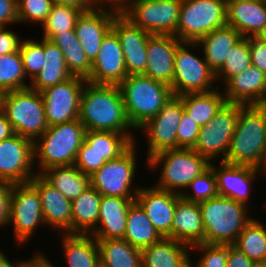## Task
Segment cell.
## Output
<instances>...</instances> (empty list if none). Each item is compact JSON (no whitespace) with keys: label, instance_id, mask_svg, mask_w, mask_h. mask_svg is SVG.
Segmentation results:
<instances>
[{"label":"cell","instance_id":"cell-30","mask_svg":"<svg viewBox=\"0 0 266 267\" xmlns=\"http://www.w3.org/2000/svg\"><path fill=\"white\" fill-rule=\"evenodd\" d=\"M102 195L90 186L71 201V234H90L97 226ZM96 226V227H95ZM91 229V231H90Z\"/></svg>","mask_w":266,"mask_h":267},{"label":"cell","instance_id":"cell-52","mask_svg":"<svg viewBox=\"0 0 266 267\" xmlns=\"http://www.w3.org/2000/svg\"><path fill=\"white\" fill-rule=\"evenodd\" d=\"M19 22L17 16V0H0V27Z\"/></svg>","mask_w":266,"mask_h":267},{"label":"cell","instance_id":"cell-14","mask_svg":"<svg viewBox=\"0 0 266 267\" xmlns=\"http://www.w3.org/2000/svg\"><path fill=\"white\" fill-rule=\"evenodd\" d=\"M86 82L84 78L72 76L40 92L48 127L79 119L80 98Z\"/></svg>","mask_w":266,"mask_h":267},{"label":"cell","instance_id":"cell-49","mask_svg":"<svg viewBox=\"0 0 266 267\" xmlns=\"http://www.w3.org/2000/svg\"><path fill=\"white\" fill-rule=\"evenodd\" d=\"M249 44L251 65L258 67L266 74V41L259 36H246Z\"/></svg>","mask_w":266,"mask_h":267},{"label":"cell","instance_id":"cell-2","mask_svg":"<svg viewBox=\"0 0 266 267\" xmlns=\"http://www.w3.org/2000/svg\"><path fill=\"white\" fill-rule=\"evenodd\" d=\"M222 161L264 168L266 172V120L257 105H239L236 128Z\"/></svg>","mask_w":266,"mask_h":267},{"label":"cell","instance_id":"cell-51","mask_svg":"<svg viewBox=\"0 0 266 267\" xmlns=\"http://www.w3.org/2000/svg\"><path fill=\"white\" fill-rule=\"evenodd\" d=\"M21 42L15 32L0 27V56L19 51Z\"/></svg>","mask_w":266,"mask_h":267},{"label":"cell","instance_id":"cell-12","mask_svg":"<svg viewBox=\"0 0 266 267\" xmlns=\"http://www.w3.org/2000/svg\"><path fill=\"white\" fill-rule=\"evenodd\" d=\"M239 104L226 103L203 127H200L196 144L192 148L210 162L222 154L225 159L238 119Z\"/></svg>","mask_w":266,"mask_h":267},{"label":"cell","instance_id":"cell-40","mask_svg":"<svg viewBox=\"0 0 266 267\" xmlns=\"http://www.w3.org/2000/svg\"><path fill=\"white\" fill-rule=\"evenodd\" d=\"M26 74L19 51L0 56V93L28 88Z\"/></svg>","mask_w":266,"mask_h":267},{"label":"cell","instance_id":"cell-62","mask_svg":"<svg viewBox=\"0 0 266 267\" xmlns=\"http://www.w3.org/2000/svg\"><path fill=\"white\" fill-rule=\"evenodd\" d=\"M260 36L266 41V27Z\"/></svg>","mask_w":266,"mask_h":267},{"label":"cell","instance_id":"cell-55","mask_svg":"<svg viewBox=\"0 0 266 267\" xmlns=\"http://www.w3.org/2000/svg\"><path fill=\"white\" fill-rule=\"evenodd\" d=\"M15 134L11 123L5 114L0 110V141L8 139Z\"/></svg>","mask_w":266,"mask_h":267},{"label":"cell","instance_id":"cell-45","mask_svg":"<svg viewBox=\"0 0 266 267\" xmlns=\"http://www.w3.org/2000/svg\"><path fill=\"white\" fill-rule=\"evenodd\" d=\"M53 0H17V16L19 22H38L46 20L51 12Z\"/></svg>","mask_w":266,"mask_h":267},{"label":"cell","instance_id":"cell-59","mask_svg":"<svg viewBox=\"0 0 266 267\" xmlns=\"http://www.w3.org/2000/svg\"><path fill=\"white\" fill-rule=\"evenodd\" d=\"M263 112L266 120V100L257 105Z\"/></svg>","mask_w":266,"mask_h":267},{"label":"cell","instance_id":"cell-36","mask_svg":"<svg viewBox=\"0 0 266 267\" xmlns=\"http://www.w3.org/2000/svg\"><path fill=\"white\" fill-rule=\"evenodd\" d=\"M215 89V90H214ZM214 87L205 93H188L178 96L182 100L184 111L197 122L200 127L206 125L227 103L224 95Z\"/></svg>","mask_w":266,"mask_h":267},{"label":"cell","instance_id":"cell-9","mask_svg":"<svg viewBox=\"0 0 266 267\" xmlns=\"http://www.w3.org/2000/svg\"><path fill=\"white\" fill-rule=\"evenodd\" d=\"M123 14L134 25L152 35H174L182 0H132Z\"/></svg>","mask_w":266,"mask_h":267},{"label":"cell","instance_id":"cell-56","mask_svg":"<svg viewBox=\"0 0 266 267\" xmlns=\"http://www.w3.org/2000/svg\"><path fill=\"white\" fill-rule=\"evenodd\" d=\"M53 2L66 6H73L80 9L82 12L92 9L88 0H53Z\"/></svg>","mask_w":266,"mask_h":267},{"label":"cell","instance_id":"cell-11","mask_svg":"<svg viewBox=\"0 0 266 267\" xmlns=\"http://www.w3.org/2000/svg\"><path fill=\"white\" fill-rule=\"evenodd\" d=\"M134 145L135 143L118 158L107 161L91 175V186L101 195L136 198L140 188L130 190L137 158Z\"/></svg>","mask_w":266,"mask_h":267},{"label":"cell","instance_id":"cell-7","mask_svg":"<svg viewBox=\"0 0 266 267\" xmlns=\"http://www.w3.org/2000/svg\"><path fill=\"white\" fill-rule=\"evenodd\" d=\"M147 161L154 169L163 164L160 182L155 187L179 195L182 193L180 188H187L192 180L206 171L211 164L206 157L199 155L192 148L165 150L153 155Z\"/></svg>","mask_w":266,"mask_h":267},{"label":"cell","instance_id":"cell-38","mask_svg":"<svg viewBox=\"0 0 266 267\" xmlns=\"http://www.w3.org/2000/svg\"><path fill=\"white\" fill-rule=\"evenodd\" d=\"M84 141L106 161L118 158L133 144L124 133L110 131L86 130Z\"/></svg>","mask_w":266,"mask_h":267},{"label":"cell","instance_id":"cell-48","mask_svg":"<svg viewBox=\"0 0 266 267\" xmlns=\"http://www.w3.org/2000/svg\"><path fill=\"white\" fill-rule=\"evenodd\" d=\"M200 126L192 117L183 111L181 120L177 127V149L193 148L196 144Z\"/></svg>","mask_w":266,"mask_h":267},{"label":"cell","instance_id":"cell-27","mask_svg":"<svg viewBox=\"0 0 266 267\" xmlns=\"http://www.w3.org/2000/svg\"><path fill=\"white\" fill-rule=\"evenodd\" d=\"M227 25L243 37L259 36L266 27V0H245L227 5ZM251 33V34H250Z\"/></svg>","mask_w":266,"mask_h":267},{"label":"cell","instance_id":"cell-18","mask_svg":"<svg viewBox=\"0 0 266 267\" xmlns=\"http://www.w3.org/2000/svg\"><path fill=\"white\" fill-rule=\"evenodd\" d=\"M112 30L120 40L128 75L143 74L147 63V43L152 34L134 25L123 14L115 16Z\"/></svg>","mask_w":266,"mask_h":267},{"label":"cell","instance_id":"cell-35","mask_svg":"<svg viewBox=\"0 0 266 267\" xmlns=\"http://www.w3.org/2000/svg\"><path fill=\"white\" fill-rule=\"evenodd\" d=\"M100 267H142L141 250L124 239H97Z\"/></svg>","mask_w":266,"mask_h":267},{"label":"cell","instance_id":"cell-25","mask_svg":"<svg viewBox=\"0 0 266 267\" xmlns=\"http://www.w3.org/2000/svg\"><path fill=\"white\" fill-rule=\"evenodd\" d=\"M136 198L101 197L98 224L91 233L96 239H123L126 233L127 212ZM100 222V223H99Z\"/></svg>","mask_w":266,"mask_h":267},{"label":"cell","instance_id":"cell-53","mask_svg":"<svg viewBox=\"0 0 266 267\" xmlns=\"http://www.w3.org/2000/svg\"><path fill=\"white\" fill-rule=\"evenodd\" d=\"M254 262L233 245H227L226 267H252Z\"/></svg>","mask_w":266,"mask_h":267},{"label":"cell","instance_id":"cell-41","mask_svg":"<svg viewBox=\"0 0 266 267\" xmlns=\"http://www.w3.org/2000/svg\"><path fill=\"white\" fill-rule=\"evenodd\" d=\"M81 10L73 6L54 3L46 20L42 23L43 38L51 40L56 34L75 31V24Z\"/></svg>","mask_w":266,"mask_h":267},{"label":"cell","instance_id":"cell-32","mask_svg":"<svg viewBox=\"0 0 266 267\" xmlns=\"http://www.w3.org/2000/svg\"><path fill=\"white\" fill-rule=\"evenodd\" d=\"M40 175L70 201L91 186V175L83 174L74 165L51 167Z\"/></svg>","mask_w":266,"mask_h":267},{"label":"cell","instance_id":"cell-60","mask_svg":"<svg viewBox=\"0 0 266 267\" xmlns=\"http://www.w3.org/2000/svg\"><path fill=\"white\" fill-rule=\"evenodd\" d=\"M252 267H266V262H255Z\"/></svg>","mask_w":266,"mask_h":267},{"label":"cell","instance_id":"cell-39","mask_svg":"<svg viewBox=\"0 0 266 267\" xmlns=\"http://www.w3.org/2000/svg\"><path fill=\"white\" fill-rule=\"evenodd\" d=\"M233 246L255 262H266V229L254 220L243 228Z\"/></svg>","mask_w":266,"mask_h":267},{"label":"cell","instance_id":"cell-42","mask_svg":"<svg viewBox=\"0 0 266 267\" xmlns=\"http://www.w3.org/2000/svg\"><path fill=\"white\" fill-rule=\"evenodd\" d=\"M251 65V55L246 37H242L230 50L223 66L215 73L216 81L222 78L226 84L234 76L240 75ZM221 76V77H220ZM225 79V80H224Z\"/></svg>","mask_w":266,"mask_h":267},{"label":"cell","instance_id":"cell-17","mask_svg":"<svg viewBox=\"0 0 266 267\" xmlns=\"http://www.w3.org/2000/svg\"><path fill=\"white\" fill-rule=\"evenodd\" d=\"M127 76L120 40L111 29L102 40L86 80L93 84L119 85Z\"/></svg>","mask_w":266,"mask_h":267},{"label":"cell","instance_id":"cell-10","mask_svg":"<svg viewBox=\"0 0 266 267\" xmlns=\"http://www.w3.org/2000/svg\"><path fill=\"white\" fill-rule=\"evenodd\" d=\"M185 46L192 47V42H182L176 49L174 77L170 86L173 95L212 91V82L216 80L214 71L205 59L198 58Z\"/></svg>","mask_w":266,"mask_h":267},{"label":"cell","instance_id":"cell-29","mask_svg":"<svg viewBox=\"0 0 266 267\" xmlns=\"http://www.w3.org/2000/svg\"><path fill=\"white\" fill-rule=\"evenodd\" d=\"M242 37L237 30L226 24L201 37L197 42H192V46L203 44V58L216 73L223 66L230 50Z\"/></svg>","mask_w":266,"mask_h":267},{"label":"cell","instance_id":"cell-23","mask_svg":"<svg viewBox=\"0 0 266 267\" xmlns=\"http://www.w3.org/2000/svg\"><path fill=\"white\" fill-rule=\"evenodd\" d=\"M225 85L227 103L249 106L266 100V74L256 66L250 65Z\"/></svg>","mask_w":266,"mask_h":267},{"label":"cell","instance_id":"cell-13","mask_svg":"<svg viewBox=\"0 0 266 267\" xmlns=\"http://www.w3.org/2000/svg\"><path fill=\"white\" fill-rule=\"evenodd\" d=\"M11 222L19 243L26 242L38 225L45 224L41 198L31 182L13 184L9 224Z\"/></svg>","mask_w":266,"mask_h":267},{"label":"cell","instance_id":"cell-44","mask_svg":"<svg viewBox=\"0 0 266 267\" xmlns=\"http://www.w3.org/2000/svg\"><path fill=\"white\" fill-rule=\"evenodd\" d=\"M22 57L24 72L30 76L31 81L42 70L45 61L44 38L41 42L35 40H23L19 49Z\"/></svg>","mask_w":266,"mask_h":267},{"label":"cell","instance_id":"cell-3","mask_svg":"<svg viewBox=\"0 0 266 267\" xmlns=\"http://www.w3.org/2000/svg\"><path fill=\"white\" fill-rule=\"evenodd\" d=\"M133 129L155 117L173 96L171 87L144 75H128L118 85Z\"/></svg>","mask_w":266,"mask_h":267},{"label":"cell","instance_id":"cell-24","mask_svg":"<svg viewBox=\"0 0 266 267\" xmlns=\"http://www.w3.org/2000/svg\"><path fill=\"white\" fill-rule=\"evenodd\" d=\"M30 182L40 195L45 225L61 228L65 234H71V201L40 174H36Z\"/></svg>","mask_w":266,"mask_h":267},{"label":"cell","instance_id":"cell-46","mask_svg":"<svg viewBox=\"0 0 266 267\" xmlns=\"http://www.w3.org/2000/svg\"><path fill=\"white\" fill-rule=\"evenodd\" d=\"M201 249L204 256L199 258L200 261L196 267H226L227 263V245H210L200 243L191 246ZM191 267H194L191 261Z\"/></svg>","mask_w":266,"mask_h":267},{"label":"cell","instance_id":"cell-31","mask_svg":"<svg viewBox=\"0 0 266 267\" xmlns=\"http://www.w3.org/2000/svg\"><path fill=\"white\" fill-rule=\"evenodd\" d=\"M45 61L42 70L29 86L41 92L45 88L60 84L72 77L63 56V52L51 40L44 39Z\"/></svg>","mask_w":266,"mask_h":267},{"label":"cell","instance_id":"cell-34","mask_svg":"<svg viewBox=\"0 0 266 267\" xmlns=\"http://www.w3.org/2000/svg\"><path fill=\"white\" fill-rule=\"evenodd\" d=\"M161 238L144 209L135 200L127 212L126 233L123 239L141 250L158 242Z\"/></svg>","mask_w":266,"mask_h":267},{"label":"cell","instance_id":"cell-26","mask_svg":"<svg viewBox=\"0 0 266 267\" xmlns=\"http://www.w3.org/2000/svg\"><path fill=\"white\" fill-rule=\"evenodd\" d=\"M171 238L191 246L204 243V226L199 203L177 198Z\"/></svg>","mask_w":266,"mask_h":267},{"label":"cell","instance_id":"cell-20","mask_svg":"<svg viewBox=\"0 0 266 267\" xmlns=\"http://www.w3.org/2000/svg\"><path fill=\"white\" fill-rule=\"evenodd\" d=\"M179 196L177 193L157 187L140 188L136 195V201L163 238H171V227Z\"/></svg>","mask_w":266,"mask_h":267},{"label":"cell","instance_id":"cell-21","mask_svg":"<svg viewBox=\"0 0 266 267\" xmlns=\"http://www.w3.org/2000/svg\"><path fill=\"white\" fill-rule=\"evenodd\" d=\"M117 14L111 10L91 9L81 12L75 24V33L86 57L92 63L97 57L101 43L112 29Z\"/></svg>","mask_w":266,"mask_h":267},{"label":"cell","instance_id":"cell-19","mask_svg":"<svg viewBox=\"0 0 266 267\" xmlns=\"http://www.w3.org/2000/svg\"><path fill=\"white\" fill-rule=\"evenodd\" d=\"M182 42L174 35H151L147 43V63L142 74L171 86L175 54Z\"/></svg>","mask_w":266,"mask_h":267},{"label":"cell","instance_id":"cell-37","mask_svg":"<svg viewBox=\"0 0 266 267\" xmlns=\"http://www.w3.org/2000/svg\"><path fill=\"white\" fill-rule=\"evenodd\" d=\"M51 41L63 52L66 66L72 76L87 79L91 73V62L85 55L75 31L56 34Z\"/></svg>","mask_w":266,"mask_h":267},{"label":"cell","instance_id":"cell-33","mask_svg":"<svg viewBox=\"0 0 266 267\" xmlns=\"http://www.w3.org/2000/svg\"><path fill=\"white\" fill-rule=\"evenodd\" d=\"M62 248L69 267H100L97 239L88 234H65Z\"/></svg>","mask_w":266,"mask_h":267},{"label":"cell","instance_id":"cell-22","mask_svg":"<svg viewBox=\"0 0 266 267\" xmlns=\"http://www.w3.org/2000/svg\"><path fill=\"white\" fill-rule=\"evenodd\" d=\"M220 164L218 169L210 164L216 176L219 196L231 198L246 205L250 191L248 188L261 169L248 165L230 164L224 161H221Z\"/></svg>","mask_w":266,"mask_h":267},{"label":"cell","instance_id":"cell-4","mask_svg":"<svg viewBox=\"0 0 266 267\" xmlns=\"http://www.w3.org/2000/svg\"><path fill=\"white\" fill-rule=\"evenodd\" d=\"M204 226V243L233 245L252 218L246 216V206L231 198L217 196L199 203Z\"/></svg>","mask_w":266,"mask_h":267},{"label":"cell","instance_id":"cell-1","mask_svg":"<svg viewBox=\"0 0 266 267\" xmlns=\"http://www.w3.org/2000/svg\"><path fill=\"white\" fill-rule=\"evenodd\" d=\"M79 120L86 130L124 133L136 142L133 135L127 133L129 127L133 128L127 119L118 85L86 82L80 98Z\"/></svg>","mask_w":266,"mask_h":267},{"label":"cell","instance_id":"cell-58","mask_svg":"<svg viewBox=\"0 0 266 267\" xmlns=\"http://www.w3.org/2000/svg\"><path fill=\"white\" fill-rule=\"evenodd\" d=\"M31 260H26V261H21L17 262V266L12 264L6 256L0 251V267H26V265L30 262Z\"/></svg>","mask_w":266,"mask_h":267},{"label":"cell","instance_id":"cell-16","mask_svg":"<svg viewBox=\"0 0 266 267\" xmlns=\"http://www.w3.org/2000/svg\"><path fill=\"white\" fill-rule=\"evenodd\" d=\"M184 107L178 96H172L158 114L148 120L140 129L148 134V158L170 149H177V127Z\"/></svg>","mask_w":266,"mask_h":267},{"label":"cell","instance_id":"cell-50","mask_svg":"<svg viewBox=\"0 0 266 267\" xmlns=\"http://www.w3.org/2000/svg\"><path fill=\"white\" fill-rule=\"evenodd\" d=\"M13 183L0 180V227L9 223Z\"/></svg>","mask_w":266,"mask_h":267},{"label":"cell","instance_id":"cell-47","mask_svg":"<svg viewBox=\"0 0 266 267\" xmlns=\"http://www.w3.org/2000/svg\"><path fill=\"white\" fill-rule=\"evenodd\" d=\"M107 161L103 156L97 154L92 150V147L83 141L80 149L78 150L74 166L81 170L83 174L92 175Z\"/></svg>","mask_w":266,"mask_h":267},{"label":"cell","instance_id":"cell-28","mask_svg":"<svg viewBox=\"0 0 266 267\" xmlns=\"http://www.w3.org/2000/svg\"><path fill=\"white\" fill-rule=\"evenodd\" d=\"M188 246L162 237L158 242L141 249L142 267H191Z\"/></svg>","mask_w":266,"mask_h":267},{"label":"cell","instance_id":"cell-6","mask_svg":"<svg viewBox=\"0 0 266 267\" xmlns=\"http://www.w3.org/2000/svg\"><path fill=\"white\" fill-rule=\"evenodd\" d=\"M0 110L15 134L33 142L48 128L42 95L30 87L1 94Z\"/></svg>","mask_w":266,"mask_h":267},{"label":"cell","instance_id":"cell-43","mask_svg":"<svg viewBox=\"0 0 266 267\" xmlns=\"http://www.w3.org/2000/svg\"><path fill=\"white\" fill-rule=\"evenodd\" d=\"M187 188L193 189V194L183 191L180 196L191 202L200 203L219 196L216 176L211 167L194 178Z\"/></svg>","mask_w":266,"mask_h":267},{"label":"cell","instance_id":"cell-54","mask_svg":"<svg viewBox=\"0 0 266 267\" xmlns=\"http://www.w3.org/2000/svg\"><path fill=\"white\" fill-rule=\"evenodd\" d=\"M92 9H99V10H107L104 6H103V2H110L113 6V10H111L113 13H116L117 15H121L124 14L127 10H128V6H130V4H128L129 2H131L132 0H88ZM125 3V4H124ZM99 4V5H98ZM103 6V7H102Z\"/></svg>","mask_w":266,"mask_h":267},{"label":"cell","instance_id":"cell-15","mask_svg":"<svg viewBox=\"0 0 266 267\" xmlns=\"http://www.w3.org/2000/svg\"><path fill=\"white\" fill-rule=\"evenodd\" d=\"M34 160L32 140L14 134L0 141V180L13 184L30 182L36 175L31 172Z\"/></svg>","mask_w":266,"mask_h":267},{"label":"cell","instance_id":"cell-61","mask_svg":"<svg viewBox=\"0 0 266 267\" xmlns=\"http://www.w3.org/2000/svg\"><path fill=\"white\" fill-rule=\"evenodd\" d=\"M224 3L227 5H230V4H233V3H236V2H240V1H245V0H223Z\"/></svg>","mask_w":266,"mask_h":267},{"label":"cell","instance_id":"cell-57","mask_svg":"<svg viewBox=\"0 0 266 267\" xmlns=\"http://www.w3.org/2000/svg\"><path fill=\"white\" fill-rule=\"evenodd\" d=\"M26 267H54L42 254L37 253Z\"/></svg>","mask_w":266,"mask_h":267},{"label":"cell","instance_id":"cell-5","mask_svg":"<svg viewBox=\"0 0 266 267\" xmlns=\"http://www.w3.org/2000/svg\"><path fill=\"white\" fill-rule=\"evenodd\" d=\"M85 132L79 119L49 126L38 137L42 142H33L34 158H39L41 172L38 174L51 167L74 165Z\"/></svg>","mask_w":266,"mask_h":267},{"label":"cell","instance_id":"cell-8","mask_svg":"<svg viewBox=\"0 0 266 267\" xmlns=\"http://www.w3.org/2000/svg\"><path fill=\"white\" fill-rule=\"evenodd\" d=\"M226 11L223 0H182L176 38L181 42H197L227 24Z\"/></svg>","mask_w":266,"mask_h":267}]
</instances>
